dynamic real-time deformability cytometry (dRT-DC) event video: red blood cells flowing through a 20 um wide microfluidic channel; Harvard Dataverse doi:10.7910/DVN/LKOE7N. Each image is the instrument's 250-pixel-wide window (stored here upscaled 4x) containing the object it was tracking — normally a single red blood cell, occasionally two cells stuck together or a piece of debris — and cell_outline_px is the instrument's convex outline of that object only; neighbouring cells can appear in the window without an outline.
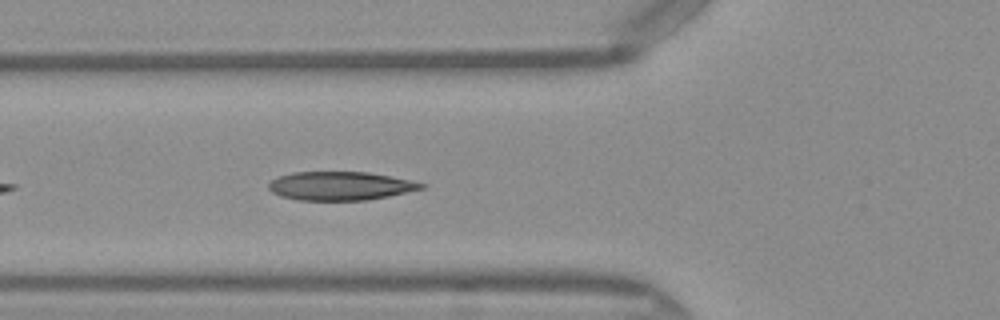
{"species": "Egyptian fruit bat (a non-hibernating species)", "species_latin": "Rousettus aegyptiacus", "temperature_condition": "warm", "stored_images_in_passage": 18, "camera_frame_rate_fps": 3000, "um_per_image_px": 0.085, "frame": {"image": 1, "passage_image": 5, "time_ms": 1.333, "image_size_px": [1000, 320], "cell_outline_px": [[428, 184], [424, 188], [388, 196], [368, 200], [296, 200], [280, 196], [272, 192], [268, 188], [268, 184], [276, 176], [292, 172], [368, 172], [392, 176]], "centroid_in_image_um": [28.91, 15.8], "position_along_channel_um": 96.9, "area_um2": 25.61}}
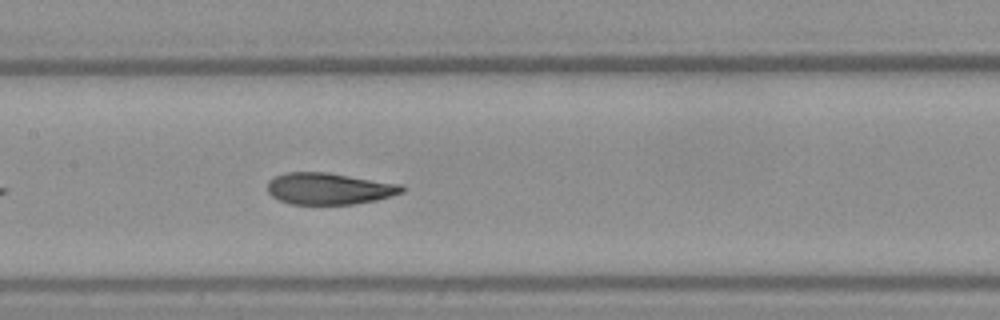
{"frame": {"image": 2, "passage_image": 11, "time_ms": 3.333, "image_size_px": [1000, 320], "cell_outline_px": [[408, 188], [404, 192], [392, 196], [376, 200], [352, 204], [292, 204], [280, 200], [272, 196], [268, 192], [268, 180], [276, 176], [288, 172], [328, 172], [404, 184]], "centroid_in_image_um": [28.05, 16.02], "position_along_channel_um": 179.4, "area_um2": 25.03}}
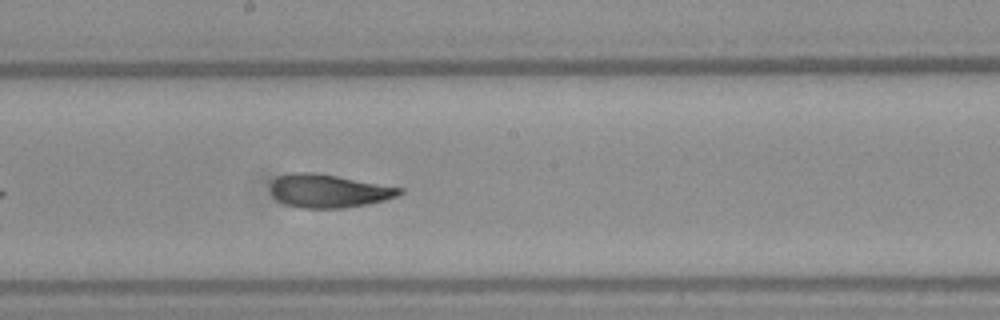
{"frame": {"image": 3, "passage_image": 14, "time_ms": 4.333, "image_size_px": [1000, 320], "cell_outline_px": [[404, 192], [396, 196], [384, 200], [344, 208], [300, 208], [284, 204], [276, 200], [272, 196], [272, 180], [276, 176], [292, 172], [316, 172], [404, 188]], "centroid_in_image_um": [27.9, 16.22], "position_along_channel_um": 220.3, "area_um2": 25.14}}